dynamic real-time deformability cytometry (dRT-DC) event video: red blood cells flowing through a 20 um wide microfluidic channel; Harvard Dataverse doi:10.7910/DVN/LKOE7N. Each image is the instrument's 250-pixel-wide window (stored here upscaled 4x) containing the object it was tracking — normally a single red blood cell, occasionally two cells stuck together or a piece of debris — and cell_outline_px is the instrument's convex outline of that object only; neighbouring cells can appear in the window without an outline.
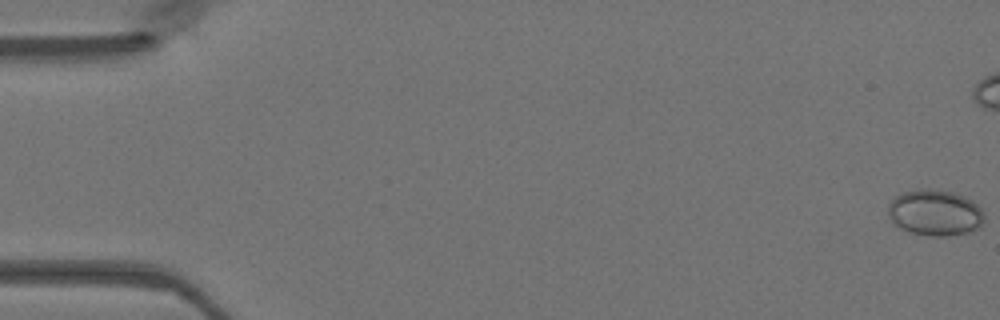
{"species": "Egyptian fruit bat (a non-hibernating species)", "species_latin": "Rousettus aegyptiacus", "temperature_condition": "warm", "stored_images_in_passage": 40, "camera_frame_rate_fps": 3000, "um_per_image_px": 0.085, "animal": {"sex": "female"}, "frame": {"image": 1, "passage_image": 1, "time_ms": 0.0, "image_size_px": [1000, 320], "cell_outline_px": [[984, 220], [980, 228], [968, 232], [944, 236], [928, 236], [912, 232], [900, 228], [892, 224], [888, 216], [888, 204], [896, 196], [904, 192], [920, 188], [928, 188], [952, 192], [964, 196], [972, 200], [984, 212]], "centroid_in_image_um": [79.46, 18.08], "position_along_channel_um": 5.5, "area_um2": 26.01}}
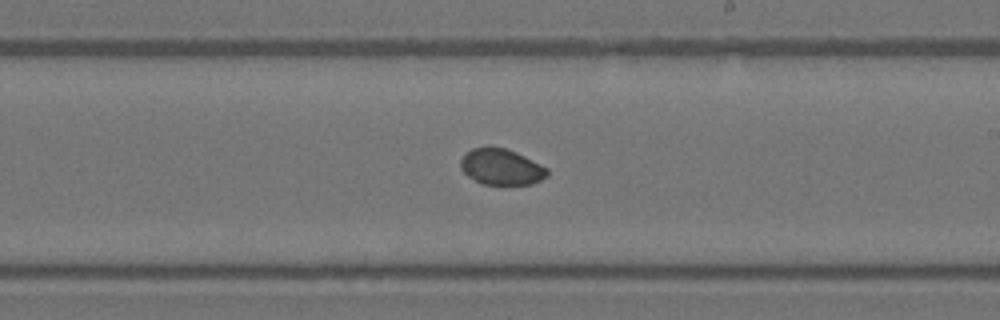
{"frame": {"image": 2, "passage_image": 29, "time_ms": 9.333, "image_size_px": [1000, 320], "cell_outline_px": [[548, 176], [532, 184], [484, 184], [468, 176], [460, 168], [460, 160], [464, 152], [472, 148], [488, 144], [504, 148], [516, 152], [548, 168]], "centroid_in_image_um": [42.57, 14.14], "position_along_channel_um": 246.4, "area_um2": 18.44}}
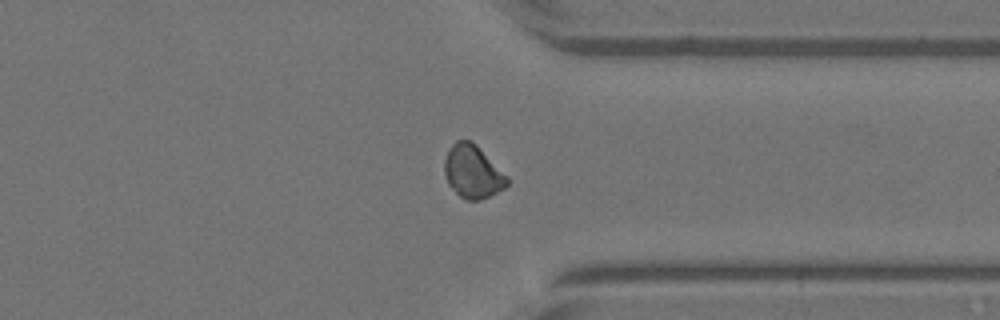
{"frame": {"image": 3, "passage_image": 38, "time_ms": 12.333, "image_size_px": [1000, 320], "cell_outline_px": [[508, 184], [504, 188], [480, 200], [464, 200], [448, 184], [444, 176], [444, 160], [448, 148], [456, 140], [472, 140], [508, 176]], "centroid_in_image_um": [40.15, 14.58], "position_along_channel_um": 371.2, "area_um2": 19.48}}